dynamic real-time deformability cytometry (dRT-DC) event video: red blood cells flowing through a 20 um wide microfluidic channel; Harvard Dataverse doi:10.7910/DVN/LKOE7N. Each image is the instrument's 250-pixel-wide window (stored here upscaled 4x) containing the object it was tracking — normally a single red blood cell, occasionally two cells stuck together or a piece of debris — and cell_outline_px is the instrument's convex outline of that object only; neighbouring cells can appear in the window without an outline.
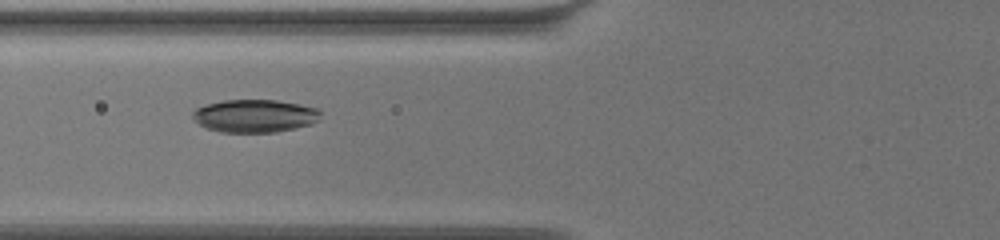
{"species": "common noctule bat (a hibernating species)", "species_latin": "Nyctalus noctula", "temperature_condition": "warm", "stored_images_in_passage": 26, "camera_frame_rate_fps": 3000, "um_per_image_px": 0.085, "animal": {"sex": "female", "body_mass_g": 19.5, "forearm_length_mm": 54.1}, "frame": {"image": 1, "passage_image": 5, "time_ms": 1.333, "image_size_px": [1000, 240], "cell_outline_px": [[320, 120], [312, 124], [296, 128], [276, 132], [220, 132], [208, 128], [200, 124], [192, 116], [192, 112], [196, 108], [204, 104], [224, 100], [276, 100], [300, 104], [316, 108], [320, 112]], "centroid_in_image_um": [21.67, 9.85], "position_along_channel_um": 104.1, "area_um2": 24.57}}
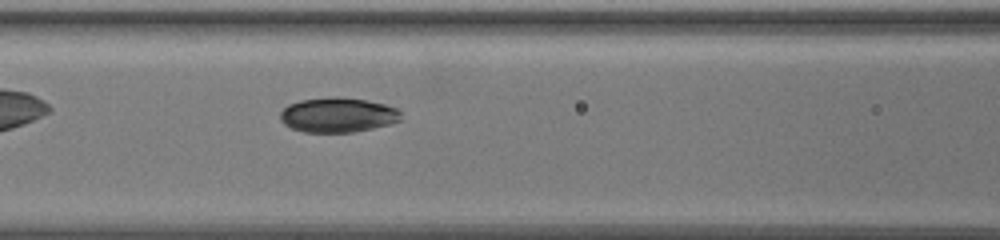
{"frame": {"image": 2, "passage_image": 8, "time_ms": 2.333, "image_size_px": [1000, 240], "cell_outline_px": [[400, 120], [388, 124], [372, 128], [352, 132], [304, 132], [292, 128], [284, 124], [280, 120], [280, 112], [288, 104], [300, 100], [332, 96], [336, 96], [364, 100], [384, 104], [396, 108], [400, 112]], "centroid_in_image_um": [28.67, 9.76], "position_along_channel_um": 137.9, "area_um2": 24.33}}